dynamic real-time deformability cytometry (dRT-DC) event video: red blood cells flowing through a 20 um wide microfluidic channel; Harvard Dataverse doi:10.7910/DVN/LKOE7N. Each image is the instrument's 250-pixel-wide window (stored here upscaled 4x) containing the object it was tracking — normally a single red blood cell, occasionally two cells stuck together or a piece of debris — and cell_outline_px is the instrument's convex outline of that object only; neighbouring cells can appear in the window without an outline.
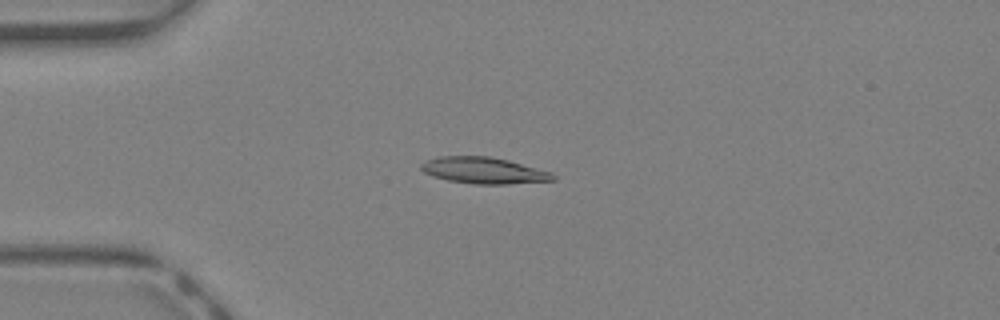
{"species": "Egyptian fruit bat (a non-hibernating species)", "species_latin": "Rousettus aegyptiacus", "temperature_condition": "warm", "stored_images_in_passage": 34, "camera_frame_rate_fps": 3000, "um_per_image_px": 0.085, "animal": {"sex": "female"}, "frame": {"image": 1, "passage_image": 4, "time_ms": 1.0, "image_size_px": [1000, 320], "cell_outline_px": [[556, 180], [508, 184], [476, 184], [448, 180], [432, 176], [424, 172], [420, 168], [420, 164], [424, 160], [440, 156], [488, 156], [508, 160], [552, 172], [556, 176]], "centroid_in_image_um": [41.11, 14.48], "position_along_channel_um": 43.9, "area_um2": 20.35}}
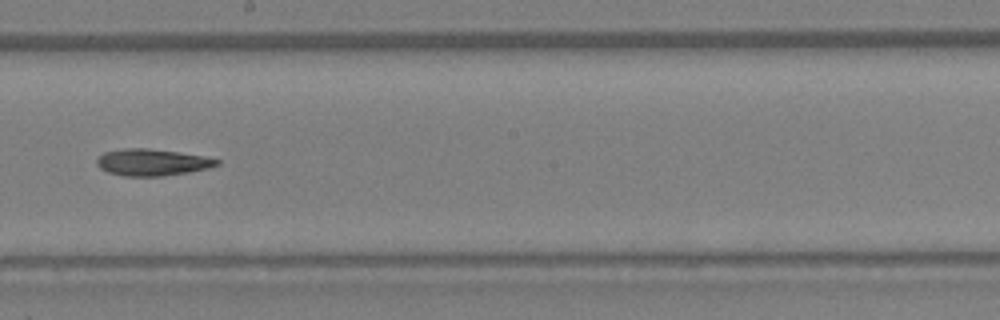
{"frame": {"image": 2, "passage_image": 17, "time_ms": 5.333, "image_size_px": [1000, 320], "cell_outline_px": [[220, 164], [208, 168], [188, 172], [160, 176], [124, 176], [108, 172], [100, 168], [96, 164], [96, 160], [104, 152], [124, 148], [148, 148], [180, 152], [204, 156], [220, 160]], "centroid_in_image_um": [12.93, 13.79], "position_along_channel_um": 235.3, "area_um2": 18.67}}
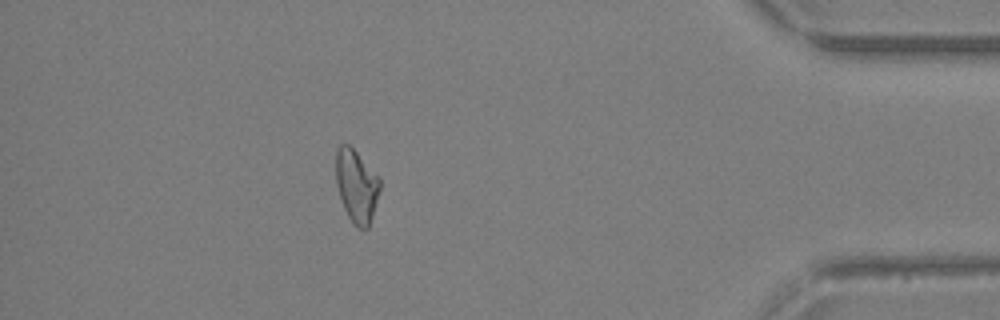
{"frame": {"image": 3, "passage_image": 30, "time_ms": 9.667, "image_size_px": [1000, 320], "cell_outline_px": [[380, 188], [372, 216], [368, 228], [356, 228], [352, 224], [344, 208], [336, 184], [336, 152], [340, 144], [348, 144], [380, 176]], "centroid_in_image_um": [30.3, 15.8], "position_along_channel_um": 404.9, "area_um2": 18.61}, "authors_computed_cell_mechanics": {"area_um2": 18.8139, "velocity_mm_per_s": 4.9569, "shape_relaxation_time_tau1_ms": 7.403, "shape_relaxation_time_tau2_ms": null, "deformation_change_tau1": 0.1994, "deformation_change_tau2": null}}